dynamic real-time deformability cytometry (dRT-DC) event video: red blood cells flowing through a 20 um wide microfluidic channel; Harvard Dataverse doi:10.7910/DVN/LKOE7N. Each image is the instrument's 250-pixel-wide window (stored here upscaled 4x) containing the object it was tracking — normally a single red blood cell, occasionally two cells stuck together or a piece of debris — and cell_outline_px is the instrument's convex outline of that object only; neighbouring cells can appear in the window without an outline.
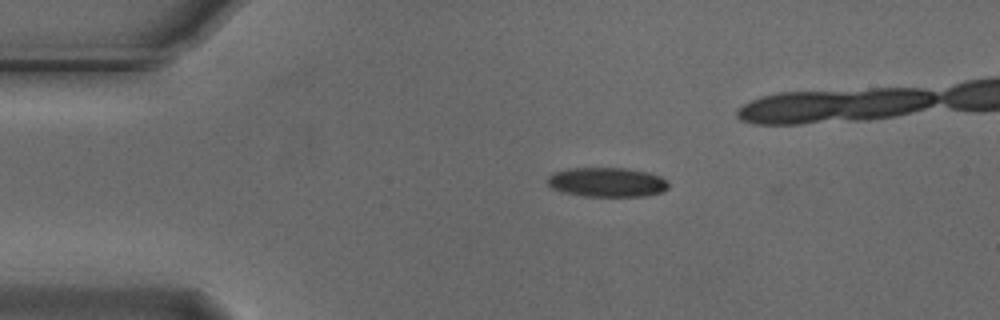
{"species": "Egyptian fruit bat (a non-hibernating species)", "species_latin": "Rousettus aegyptiacus", "temperature_condition": "cold", "stored_images_in_passage": 36, "camera_frame_rate_fps": 3000, "um_per_image_px": 0.085, "animal": {"sex": "male"}, "frame": {"image": 1, "passage_image": 2, "time_ms": 0.333, "image_size_px": [1000, 320], "cell_outline_px": [[668, 188], [664, 192], [644, 196], [584, 196], [560, 192], [552, 188], [548, 184], [548, 176], [552, 172], [568, 168], [624, 168], [648, 172], [660, 176], [668, 184]], "centroid_in_image_um": [51.57, 15.49], "position_along_channel_um": 33.4, "area_um2": 20.87}}
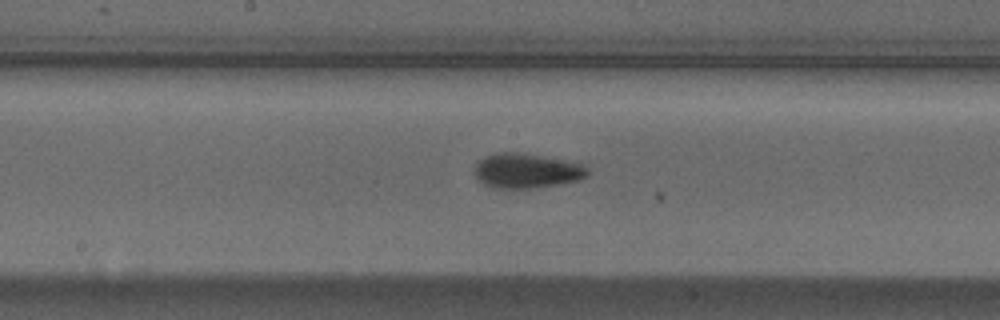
{"frame": {"image": 2, "passage_image": 19, "time_ms": 6.0, "image_size_px": [1000, 320], "cell_outline_px": [[588, 176], [580, 180], [560, 184], [532, 188], [496, 188], [484, 184], [476, 180], [472, 172], [476, 164], [484, 156], [500, 152], [524, 152], [580, 164], [588, 168]], "centroid_in_image_um": [44.71, 14.52], "position_along_channel_um": 203.5, "area_um2": 23.06}}
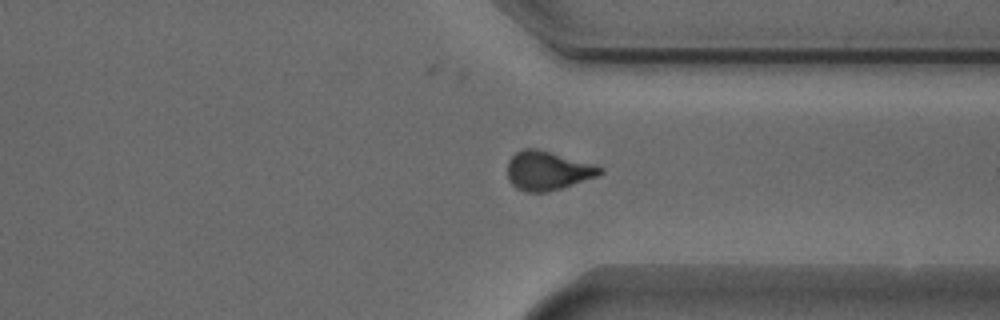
{"frame": {"image": 3, "passage_image": 32, "time_ms": 10.333, "image_size_px": [1000, 320], "cell_outline_px": [[604, 172], [596, 176], [548, 192], [524, 192], [516, 188], [508, 180], [508, 160], [516, 152], [524, 148], [536, 148], [596, 164], [604, 168]], "centroid_in_image_um": [46.54, 14.5], "position_along_channel_um": 364.9, "area_um2": 21.04}}